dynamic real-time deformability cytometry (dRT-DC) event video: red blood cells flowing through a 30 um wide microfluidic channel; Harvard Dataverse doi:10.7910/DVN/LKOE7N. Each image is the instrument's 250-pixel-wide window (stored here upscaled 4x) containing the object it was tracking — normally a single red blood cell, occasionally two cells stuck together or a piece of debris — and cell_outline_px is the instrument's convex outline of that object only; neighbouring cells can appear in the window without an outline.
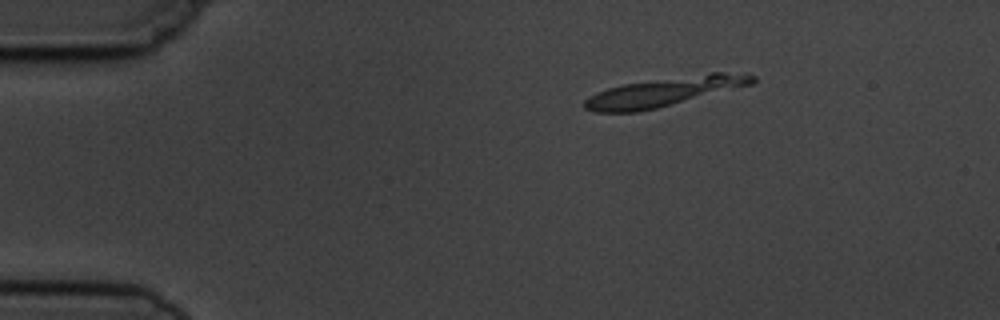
{"species": "common noctule bat (a hibernating species)", "species_latin": "Nyctalus noctula", "temperature_condition": "cold", "stored_images_in_passage": 9, "camera_frame_rate_fps": 3000, "um_per_image_px": 0.085, "animal": {"sex": "male", "body_mass_g": 19.5, "forearm_length_mm": 54.6}, "frame": {"image": 1, "passage_image": 3, "time_ms": 2.333, "image_size_px": [1000, 320], "cell_outline_px": [[756, 80], [752, 84], [656, 108], [636, 112], [596, 112], [584, 108], [584, 100], [596, 92], [608, 88], [624, 84], [712, 72], [748, 72], [756, 76]], "centroid_in_image_um": [56.5, 7.78], "position_along_channel_um": 28.5, "area_um2": 28.09}}
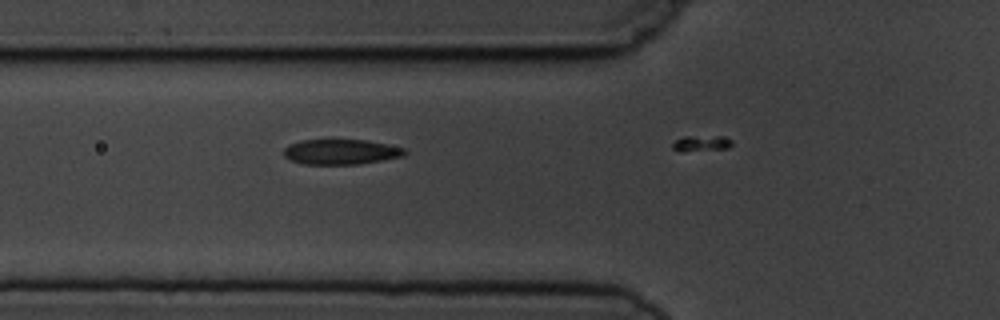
{"frame": {"image": 2, "passage_image": 6, "time_ms": 5.667, "image_size_px": [1000, 320], "cell_outline_px": [[408, 152], [404, 156], [384, 160], [356, 164], [304, 164], [288, 160], [284, 156], [284, 148], [288, 144], [300, 140], [368, 140], [404, 148]], "centroid_in_image_um": [28.96, 12.91], "position_along_channel_um": 96.8, "area_um2": 17.86}}